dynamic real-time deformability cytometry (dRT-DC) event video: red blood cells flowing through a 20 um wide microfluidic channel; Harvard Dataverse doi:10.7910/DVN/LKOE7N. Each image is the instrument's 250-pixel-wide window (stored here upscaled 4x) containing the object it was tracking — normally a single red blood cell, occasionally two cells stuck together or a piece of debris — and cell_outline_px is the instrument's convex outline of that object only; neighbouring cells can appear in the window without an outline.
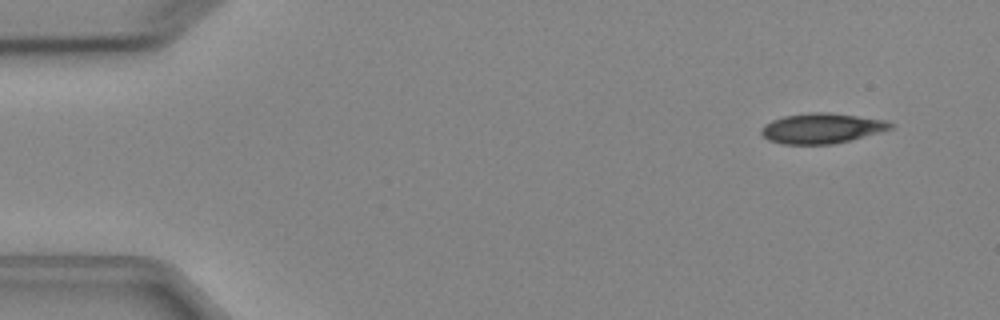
{"species": "Egyptian fruit bat (a non-hibernating species)", "species_latin": "Rousettus aegyptiacus", "temperature_condition": "cold", "stored_images_in_passage": 4, "camera_frame_rate_fps": 3000, "um_per_image_px": 0.085, "animal": {"sex": "female"}, "frame": {"image": 1, "passage_image": 1, "time_ms": 0.0, "image_size_px": [1000, 320], "cell_outline_px": [[892, 128], [864, 136], [832, 144], [784, 144], [768, 140], [760, 132], [760, 128], [764, 124], [772, 120], [784, 116], [812, 112], [828, 112], [884, 120], [892, 124]], "centroid_in_image_um": [69.77, 10.9], "position_along_channel_um": 15.2, "area_um2": 22.37}}
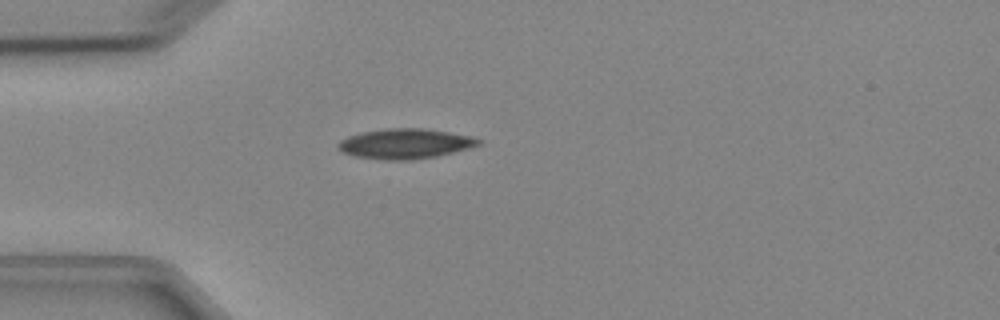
{"frame": {"image": 2, "passage_image": 4, "time_ms": 3.333, "image_size_px": [1000, 320], "cell_outline_px": [[484, 140], [480, 144], [468, 148], [436, 156], [412, 160], [384, 160], [352, 156], [340, 152], [336, 148], [336, 144], [340, 140], [348, 136], [364, 132], [388, 128], [424, 128], [472, 136]], "centroid_in_image_um": [34.4, 12.22], "position_along_channel_um": 50.6, "area_um2": 24.74}}